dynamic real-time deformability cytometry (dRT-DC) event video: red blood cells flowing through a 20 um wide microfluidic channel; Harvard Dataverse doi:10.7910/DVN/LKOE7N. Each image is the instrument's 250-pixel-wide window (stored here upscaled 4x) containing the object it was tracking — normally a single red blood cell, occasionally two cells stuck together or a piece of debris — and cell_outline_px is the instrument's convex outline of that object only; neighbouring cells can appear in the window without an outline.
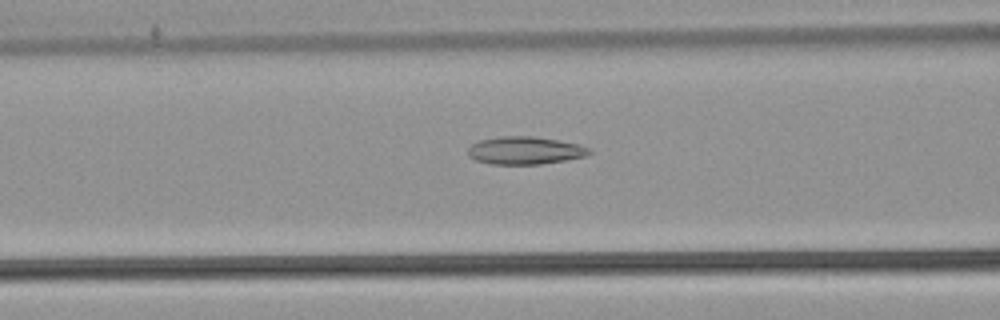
{"species": "common noctule bat (a hibernating species)", "species_latin": "Nyctalus noctula", "temperature_condition": "warm", "stored_images_in_passage": 53, "camera_frame_rate_fps": 3000, "um_per_image_px": 0.085, "animal": {"sex": "male", "body_mass_g": 21.5, "forearm_length_mm": 52.0}, "frame": {"image": 1, "passage_image": 22, "time_ms": 7.0, "image_size_px": [1000, 320], "cell_outline_px": [[592, 152], [584, 156], [564, 160], [540, 164], [492, 164], [476, 160], [468, 156], [468, 148], [472, 144], [480, 140], [500, 136], [532, 136], [556, 140], [576, 144], [588, 148]], "centroid_in_image_um": [44.57, 12.79], "position_along_channel_um": 122.0, "area_um2": 19.31}}
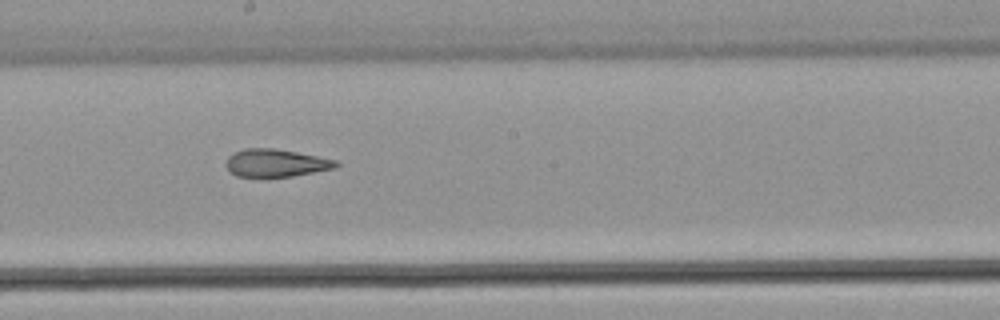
{"frame": {"image": 2, "passage_image": 30, "time_ms": 9.667, "image_size_px": [1000, 320], "cell_outline_px": [[340, 164], [336, 168], [292, 176], [236, 176], [224, 164], [228, 156], [232, 152], [244, 148], [272, 148], [296, 152], [336, 160]], "centroid_in_image_um": [23.43, 13.84], "position_along_channel_um": 224.8, "area_um2": 17.63}}
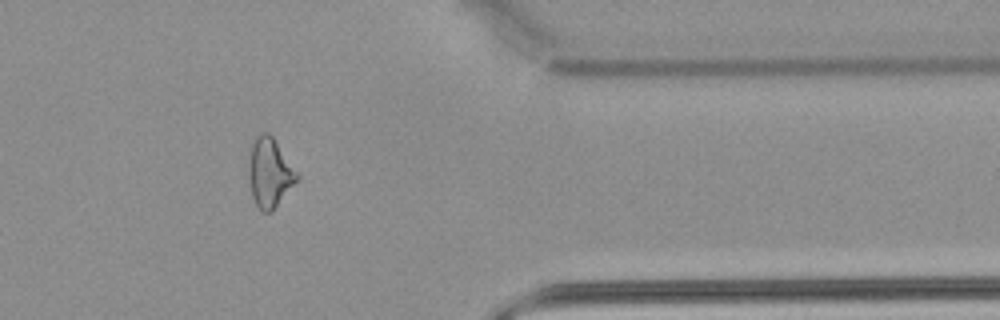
{"frame": {"image": 3, "passage_image": 44, "time_ms": 14.333, "image_size_px": [1000, 320], "cell_outline_px": [[300, 180], [272, 212], [264, 212], [256, 204], [252, 196], [248, 176], [248, 172], [252, 144], [256, 136], [260, 132], [268, 132], [272, 136], [300, 176]], "centroid_in_image_um": [22.95, 14.7], "position_along_channel_um": 388.4, "area_um2": 19.54}, "authors_computed_cell_mechanics": {"area_um2": 20.6924, "velocity_mm_per_s": 3.8601, "shape_relaxation_time_tau1_ms": null, "shape_relaxation_time_tau2_ms": 3.7577, "deformation_change_tau1": null, "deformation_change_tau2": 0.1274}}